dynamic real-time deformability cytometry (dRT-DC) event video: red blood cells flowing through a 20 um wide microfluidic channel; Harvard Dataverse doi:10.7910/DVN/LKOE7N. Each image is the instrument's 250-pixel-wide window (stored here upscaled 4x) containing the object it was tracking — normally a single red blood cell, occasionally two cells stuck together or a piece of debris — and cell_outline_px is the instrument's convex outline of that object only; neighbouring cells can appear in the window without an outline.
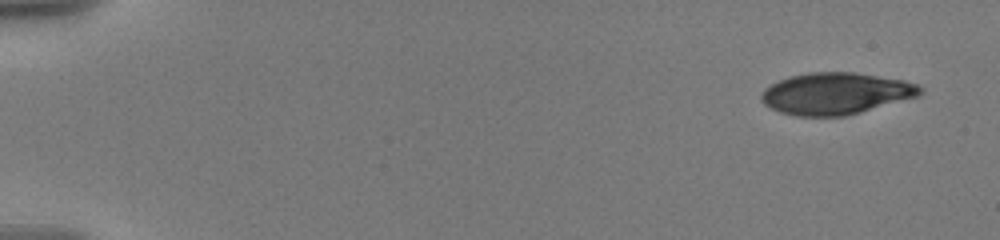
{"species": "human", "species_latin": "Homo sapiens", "temperature_condition": "warm", "stored_images_in_passage": 6, "camera_frame_rate_fps": 3000, "um_per_image_px": 0.085, "donor": {"sex": "male"}, "frame": {"image": 1, "passage_image": 1, "time_ms": 0.0, "image_size_px": [1000, 240], "cell_outline_px": [[924, 92], [920, 96], [860, 112], [844, 116], [796, 116], [780, 112], [764, 104], [760, 100], [760, 92], [764, 88], [780, 80], [792, 76], [808, 72], [852, 72], [904, 80], [916, 84], [924, 88]], "centroid_in_image_um": [71.05, 7.95], "position_along_channel_um": 14.0, "area_um2": 38.67}}
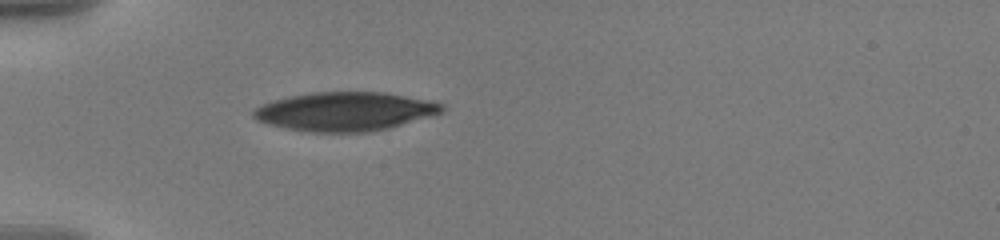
{"frame": {"image": 2, "passage_image": 6, "time_ms": 5.0, "image_size_px": [1000, 240], "cell_outline_px": [[444, 112], [432, 116], [388, 128], [372, 132], [312, 132], [284, 128], [268, 124], [256, 120], [252, 116], [252, 112], [260, 104], [272, 100], [288, 96], [312, 92], [384, 92], [432, 100], [444, 104]], "centroid_in_image_um": [29.33, 9.47], "position_along_channel_um": 55.7, "area_um2": 43.06}}